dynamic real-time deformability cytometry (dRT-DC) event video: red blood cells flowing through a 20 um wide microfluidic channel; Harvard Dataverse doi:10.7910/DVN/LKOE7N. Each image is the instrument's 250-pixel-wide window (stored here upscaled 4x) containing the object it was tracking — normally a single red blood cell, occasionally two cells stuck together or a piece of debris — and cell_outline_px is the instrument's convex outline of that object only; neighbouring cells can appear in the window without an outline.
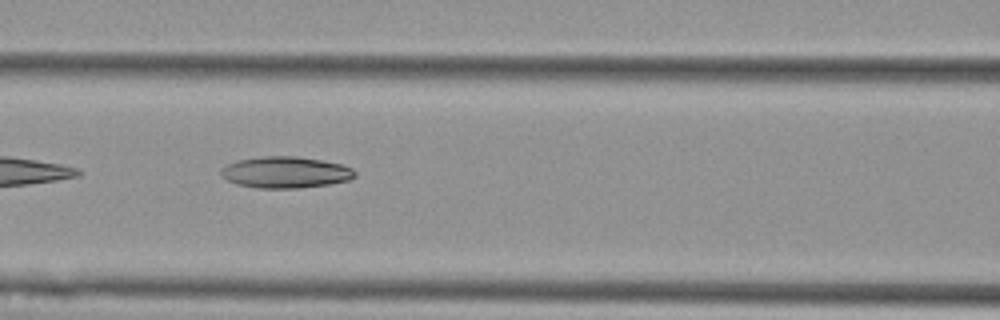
{"species": "Egyptian fruit bat (a non-hibernating species)", "species_latin": "Rousettus aegyptiacus", "temperature_condition": "cold", "stored_images_in_passage": 14, "camera_frame_rate_fps": 3000, "um_per_image_px": 0.085, "animal": {"sex": "female"}, "frame": {"image": 1, "passage_image": 7, "time_ms": 2.0, "image_size_px": [1000, 320], "cell_outline_px": [[356, 176], [348, 180], [328, 184], [296, 188], [256, 188], [236, 184], [220, 176], [220, 168], [236, 160], [260, 156], [296, 156], [320, 160], [340, 164], [352, 168], [356, 172]], "centroid_in_image_um": [24.22, 14.64], "position_along_channel_um": 142.4, "area_um2": 24.57}}